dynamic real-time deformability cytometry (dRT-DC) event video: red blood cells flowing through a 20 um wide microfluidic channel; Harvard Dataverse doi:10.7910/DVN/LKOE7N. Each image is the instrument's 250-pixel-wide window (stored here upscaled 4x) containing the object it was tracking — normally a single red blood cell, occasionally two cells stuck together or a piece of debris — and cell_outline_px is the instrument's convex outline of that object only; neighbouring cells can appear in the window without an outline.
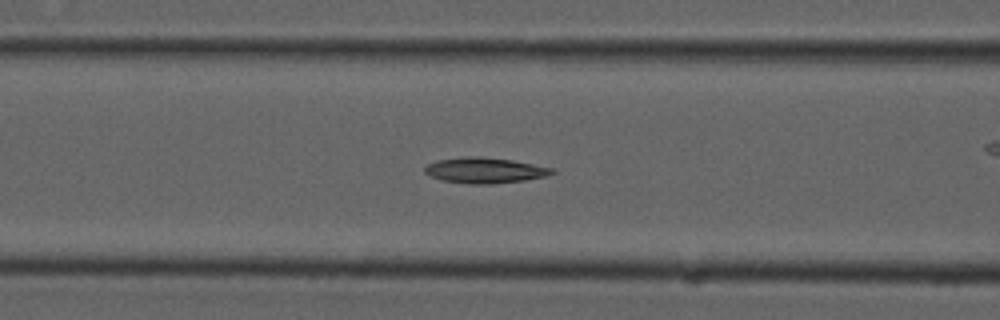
{"species": "common noctule bat (a hibernating species)", "species_latin": "Nyctalus noctula", "temperature_condition": "cold", "stored_images_in_passage": 47, "camera_frame_rate_fps": 3000, "um_per_image_px": 0.085, "animal": {"sex": "male", "forearm_length_mm": 52.5}, "frame": {"image": 1, "passage_image": 14, "time_ms": 4.333, "image_size_px": [1000, 320], "cell_outline_px": [[556, 172], [544, 176], [524, 180], [488, 184], [468, 184], [444, 180], [432, 176], [424, 172], [424, 168], [428, 164], [440, 160], [468, 156], [480, 156], [512, 160], [552, 168]], "centroid_in_image_um": [41.2, 14.47], "position_along_channel_um": 125.4, "area_um2": 18.61}}
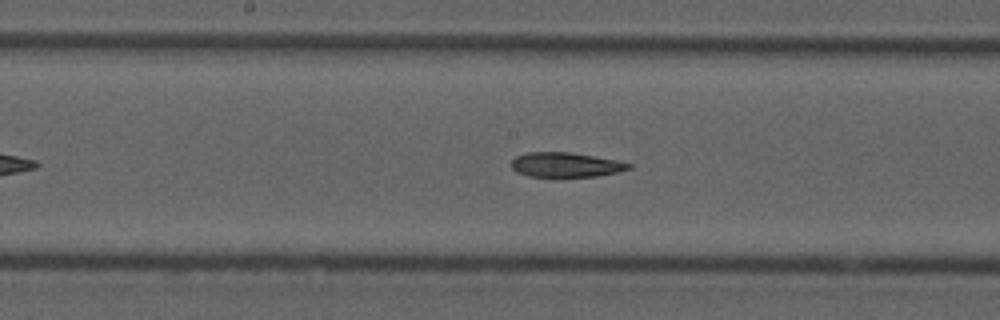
{"frame": {"image": 2, "passage_image": 20, "time_ms": 6.333, "image_size_px": [1000, 320], "cell_outline_px": [[632, 168], [620, 172], [596, 176], [528, 176], [516, 172], [512, 168], [512, 160], [516, 156], [528, 152], [568, 152], [616, 160], [632, 164]], "centroid_in_image_um": [48.09, 14.0], "position_along_channel_um": 200.1, "area_um2": 16.7}}
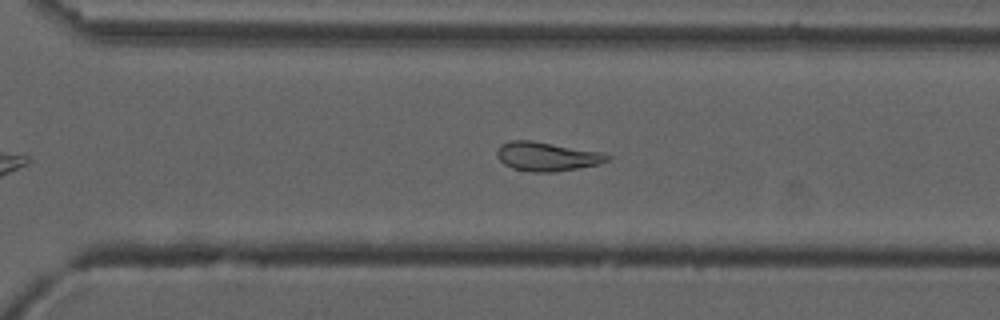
{"frame": {"image": 3, "passage_image": 30, "time_ms": 9.667, "image_size_px": [1000, 320], "cell_outline_px": [[612, 160], [600, 164], [556, 172], [532, 172], [512, 168], [504, 164], [496, 156], [496, 152], [500, 144], [512, 140], [532, 140], [604, 152], [612, 156]], "centroid_in_image_um": [46.53, 13.3], "position_along_channel_um": 324.1, "area_um2": 19.02}, "authors_computed_cell_mechanics": {"area_um2": 19.1318, "velocity_mm_per_s": 3.7402, "shape_relaxation_time_tau1_ms": null, "shape_relaxation_time_tau2_ms": 5.9775, "deformation_change_tau1": null, "deformation_change_tau2": 0.1278}}